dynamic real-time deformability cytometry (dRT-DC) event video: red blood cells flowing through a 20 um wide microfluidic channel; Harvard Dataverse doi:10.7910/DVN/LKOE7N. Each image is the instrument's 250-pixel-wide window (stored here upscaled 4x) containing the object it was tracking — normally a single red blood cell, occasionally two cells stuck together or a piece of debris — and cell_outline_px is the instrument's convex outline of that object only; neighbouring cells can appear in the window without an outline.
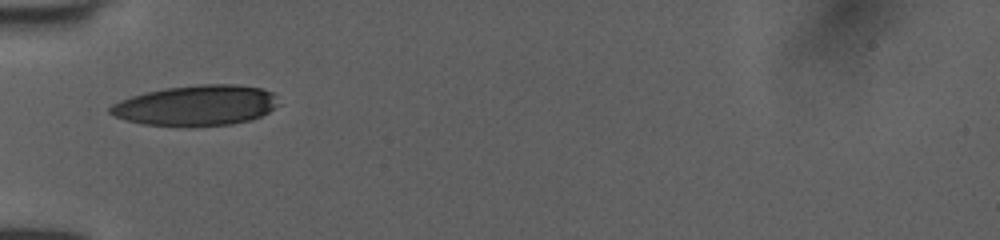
{"species": "human", "species_latin": "Homo sapiens", "temperature_condition": "room temperature", "stored_images_in_passage": 30, "camera_frame_rate_fps": 3000, "um_per_image_px": 0.085, "donor": {"sex": "female"}, "frame": {"image": 1, "passage_image": 1, "time_ms": 0.0, "image_size_px": [1000, 240], "cell_outline_px": [[280, 104], [268, 112], [252, 120], [232, 124], [192, 128], [188, 128], [144, 124], [128, 120], [116, 116], [108, 112], [108, 108], [112, 104], [120, 100], [132, 96], [164, 88], [200, 84], [236, 84], [260, 88], [272, 92], [276, 96]], "centroid_in_image_um": [16.7, 8.98], "position_along_channel_um": 68.3, "area_um2": 40.23}}
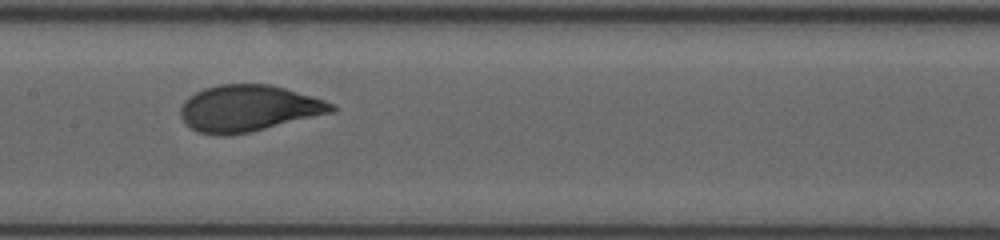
{"frame": {"image": 2, "passage_image": 10, "time_ms": 3.0, "image_size_px": [1000, 240], "cell_outline_px": [[336, 112], [248, 132], [200, 132], [192, 128], [180, 116], [180, 108], [184, 100], [188, 96], [204, 88], [216, 84], [272, 84], [312, 96], [336, 104]], "centroid_in_image_um": [21.18, 9.15], "position_along_channel_um": 186.2, "area_um2": 40.17}}
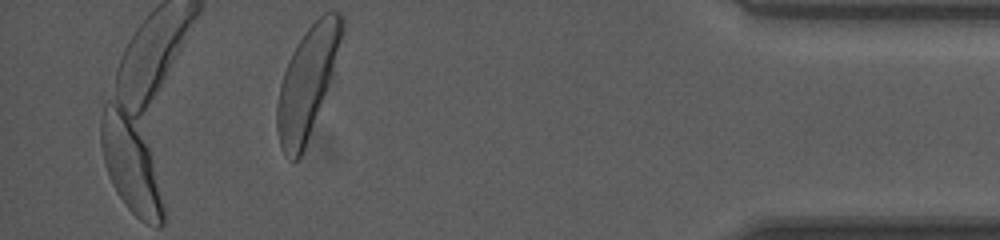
{"frame": {"image": 3, "passage_image": 30, "time_ms": 9.667, "image_size_px": [1000, 240], "cell_outline_px": [[344, 32], [332, 76], [304, 148], [300, 156], [296, 160], [292, 160], [284, 152], [280, 144], [276, 128], [276, 108], [280, 84], [288, 60], [292, 52], [304, 32], [324, 12], [340, 12], [344, 16]], "centroid_in_image_um": [26.13, 6.93], "position_along_channel_um": 409.1, "area_um2": 40.98}, "authors_computed_cell_mechanics": {"area_um2": 40.6045, "velocity_mm_per_s": 3.9862, "shape_relaxation_time_tau1_ms": 2.8061, "shape_relaxation_time_tau2_ms": null, "deformation_change_tau1": 0.1412, "deformation_change_tau2": null}}